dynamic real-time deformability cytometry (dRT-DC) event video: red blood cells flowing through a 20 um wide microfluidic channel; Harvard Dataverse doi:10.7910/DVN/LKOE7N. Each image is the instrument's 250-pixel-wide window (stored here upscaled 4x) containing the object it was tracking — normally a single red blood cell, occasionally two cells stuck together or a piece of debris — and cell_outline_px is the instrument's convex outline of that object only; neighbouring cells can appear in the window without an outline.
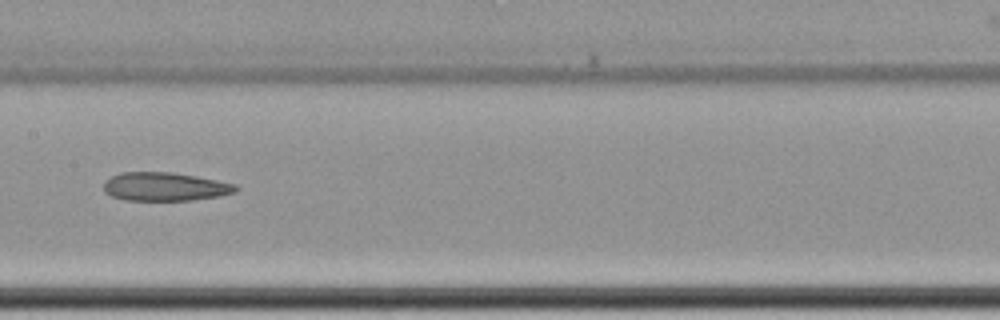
{"species": "common noctule bat (a hibernating species)", "species_latin": "Nyctalus noctula", "temperature_condition": "cold", "stored_images_in_passage": 10, "camera_frame_rate_fps": 3000, "um_per_image_px": 0.085, "animal": {"sex": "female", "body_mass_g": 22.7, "forearm_length_mm": 54.2}, "frame": {"image": 1, "passage_image": 9, "time_ms": 10.0, "image_size_px": [1000, 320], "cell_outline_px": [[240, 188], [236, 192], [220, 196], [192, 200], [124, 200], [112, 196], [104, 192], [104, 180], [120, 172], [172, 172], [196, 176], [236, 184]], "centroid_in_image_um": [14.02, 15.86], "position_along_channel_um": 193.4, "area_um2": 22.08}}
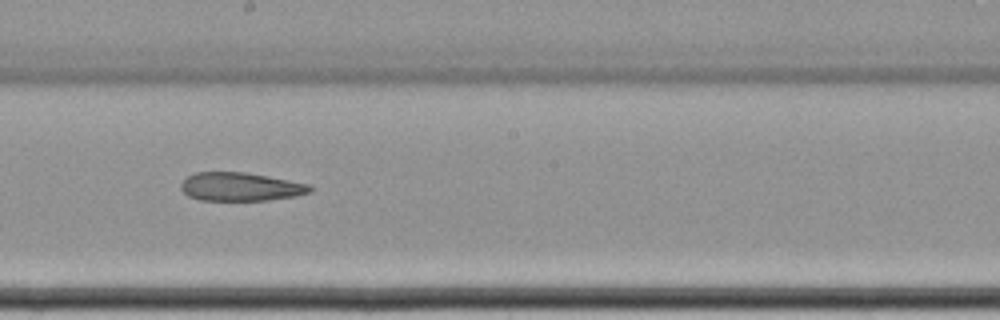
{"frame": {"image": 2, "passage_image": 10, "time_ms": 11.0, "image_size_px": [1000, 320], "cell_outline_px": [[312, 192], [296, 196], [268, 200], [200, 200], [188, 196], [180, 188], [180, 184], [188, 176], [196, 172], [244, 172], [312, 184]], "centroid_in_image_um": [20.47, 15.87], "position_along_channel_um": 227.7, "area_um2": 21.44}}